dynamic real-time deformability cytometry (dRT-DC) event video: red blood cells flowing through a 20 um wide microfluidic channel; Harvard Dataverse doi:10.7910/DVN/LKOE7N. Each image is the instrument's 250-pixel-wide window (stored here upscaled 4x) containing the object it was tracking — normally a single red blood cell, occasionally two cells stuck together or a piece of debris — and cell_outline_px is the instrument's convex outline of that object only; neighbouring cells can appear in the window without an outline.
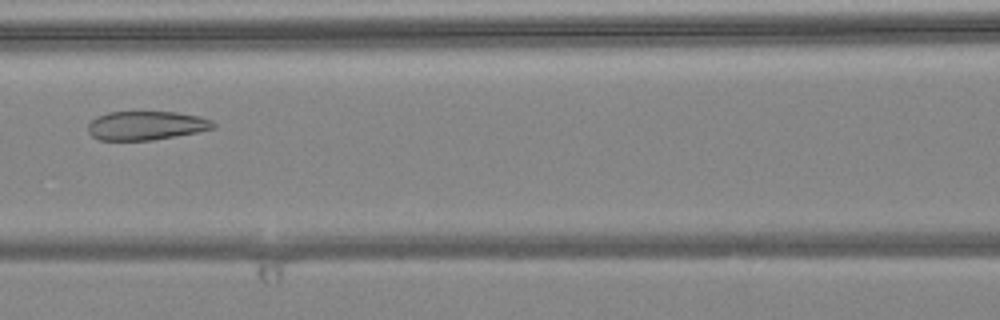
{"species": "common noctule bat (a hibernating species)", "species_latin": "Nyctalus noctula", "temperature_condition": "warm", "stored_images_in_passage": 4, "camera_frame_rate_fps": 3000, "um_per_image_px": 0.085, "animal": {"sex": "female", "body_mass_g": 24.6, "forearm_length_mm": 56.2}, "frame": {"image": 1, "passage_image": 4, "time_ms": 1.0, "image_size_px": [1000, 320], "cell_outline_px": [[216, 128], [196, 132], [152, 140], [100, 140], [92, 136], [88, 132], [88, 124], [96, 116], [108, 112], [176, 112], [200, 116], [212, 120], [216, 124]], "centroid_in_image_um": [12.43, 10.66], "position_along_channel_um": 154.2, "area_um2": 21.1}}